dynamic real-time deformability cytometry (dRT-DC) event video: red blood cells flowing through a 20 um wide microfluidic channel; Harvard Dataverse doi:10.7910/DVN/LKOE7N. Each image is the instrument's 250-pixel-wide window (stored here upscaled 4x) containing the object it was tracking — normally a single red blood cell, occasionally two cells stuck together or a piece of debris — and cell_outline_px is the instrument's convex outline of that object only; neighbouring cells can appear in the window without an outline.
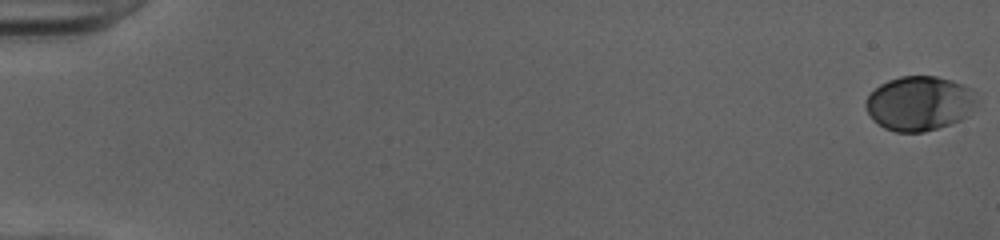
{"species": "human", "species_latin": "Homo sapiens", "temperature_condition": "cold", "stored_images_in_passage": 51, "camera_frame_rate_fps": 3000, "um_per_image_px": 0.085, "donor": {"sex": "female"}, "frame": {"image": 1, "passage_image": 1, "time_ms": 0.0, "image_size_px": [1000, 240], "cell_outline_px": [[976, 104], [968, 116], [960, 120], [924, 132], [896, 132], [884, 128], [872, 120], [864, 104], [864, 100], [880, 84], [888, 80], [900, 76], [936, 76], [952, 80], [964, 84], [972, 88], [976, 92]], "centroid_in_image_um": [78.16, 8.78], "position_along_channel_um": 6.8, "area_um2": 35.55}}
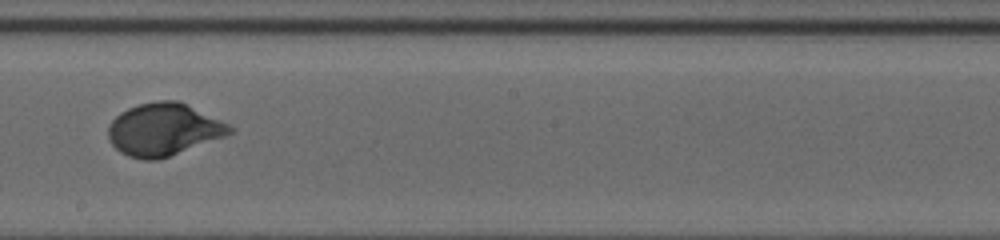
{"frame": {"image": 2, "passage_image": 32, "time_ms": 10.333, "image_size_px": [1000, 240], "cell_outline_px": [[236, 132], [168, 156], [156, 160], [144, 160], [128, 156], [120, 152], [112, 144], [108, 136], [108, 128], [112, 120], [120, 112], [128, 108], [140, 104], [156, 100], [176, 100], [228, 124], [236, 128]], "centroid_in_image_um": [13.89, 11.01], "position_along_channel_um": 234.3, "area_um2": 36.65}}
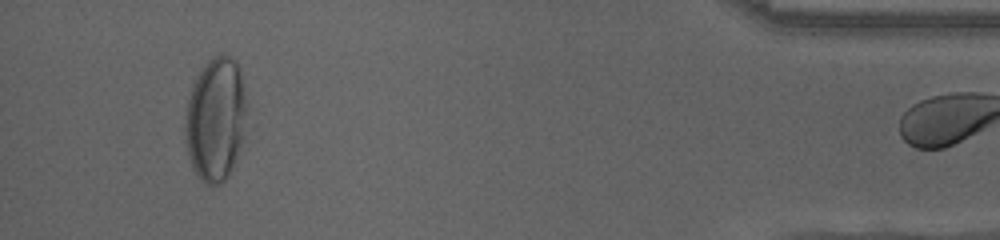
{"frame": {"image": 3, "passage_image": 50, "time_ms": 16.333, "image_size_px": [1000, 240], "cell_outline_px": [[252, 124], [224, 180], [216, 184], [204, 184], [196, 176], [192, 168], [188, 156], [184, 136], [184, 124], [188, 100], [192, 84], [196, 76], [204, 64], [208, 60], [224, 52], [232, 56], [236, 60], [240, 68]], "centroid_in_image_um": [18.38, 10.09], "position_along_channel_um": 416.8, "area_um2": 46.01}}